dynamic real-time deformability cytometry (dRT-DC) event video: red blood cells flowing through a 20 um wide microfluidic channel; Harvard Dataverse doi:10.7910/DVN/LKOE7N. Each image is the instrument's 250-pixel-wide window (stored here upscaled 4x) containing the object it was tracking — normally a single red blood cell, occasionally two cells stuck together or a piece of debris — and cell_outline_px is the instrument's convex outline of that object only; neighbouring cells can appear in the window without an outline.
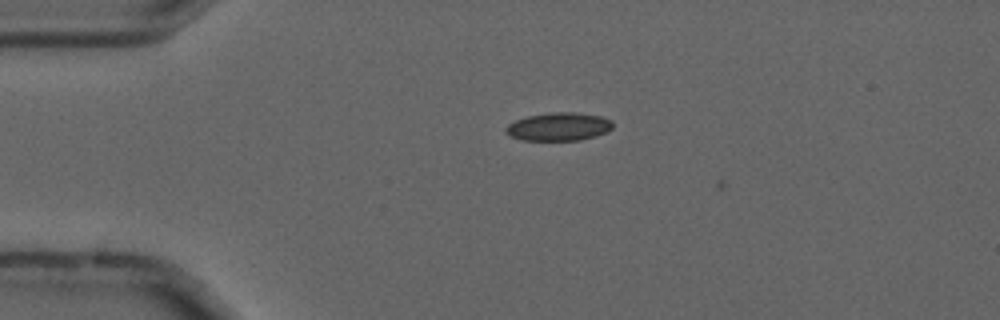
{"species": "common noctule bat (a hibernating species)", "species_latin": "Nyctalus noctula", "temperature_condition": "cold", "stored_images_in_passage": 6, "camera_frame_rate_fps": 3000, "um_per_image_px": 0.085, "animal": {"sex": "male", "forearm_length_mm": 52.5}, "frame": {"image": 1, "passage_image": 5, "time_ms": 1.333, "image_size_px": [1000, 320], "cell_outline_px": [[612, 128], [608, 132], [596, 136], [580, 140], [520, 140], [504, 132], [504, 128], [508, 124], [516, 120], [528, 116], [552, 112], [572, 112], [600, 116], [612, 120]], "centroid_in_image_um": [47.49, 10.77], "position_along_channel_um": 37.5, "area_um2": 17.57}}